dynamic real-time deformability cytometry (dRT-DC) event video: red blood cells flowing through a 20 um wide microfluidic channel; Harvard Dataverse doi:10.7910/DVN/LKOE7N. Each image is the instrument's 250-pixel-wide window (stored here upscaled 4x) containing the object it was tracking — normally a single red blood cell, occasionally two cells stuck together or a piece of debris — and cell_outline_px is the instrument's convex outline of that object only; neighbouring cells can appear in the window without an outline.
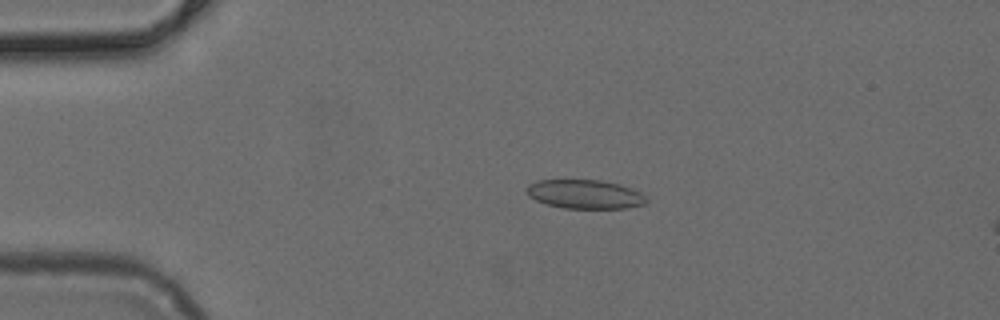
{"species": "common noctule bat (a hibernating species)", "species_latin": "Nyctalus noctula", "temperature_condition": "cold", "stored_images_in_passage": 11, "camera_frame_rate_fps": 3000, "um_per_image_px": 0.085, "animal": {"sex": "female", "body_mass_g": 24.6, "forearm_length_mm": 56.2}, "frame": {"image": 1, "passage_image": 11, "time_ms": 3.333, "image_size_px": [1000, 320], "cell_outline_px": [[648, 200], [644, 204], [628, 208], [564, 208], [548, 204], [536, 200], [528, 196], [528, 184], [536, 180], [600, 180], [620, 184], [640, 192]], "centroid_in_image_um": [49.72, 16.5], "position_along_channel_um": 35.3, "area_um2": 20.06}}